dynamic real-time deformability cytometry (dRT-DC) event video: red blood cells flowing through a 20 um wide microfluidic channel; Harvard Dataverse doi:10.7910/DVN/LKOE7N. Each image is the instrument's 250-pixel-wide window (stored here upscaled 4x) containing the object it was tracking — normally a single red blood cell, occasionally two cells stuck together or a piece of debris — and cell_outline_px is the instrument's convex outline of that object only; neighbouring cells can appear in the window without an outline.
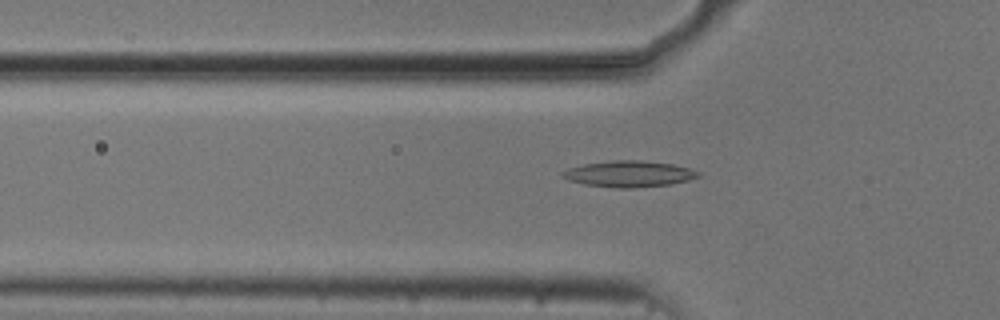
{"species": "common noctule bat (a hibernating species)", "species_latin": "Nyctalus noctula", "temperature_condition": "cold", "stored_images_in_passage": 51, "camera_frame_rate_fps": 3000, "um_per_image_px": 0.085, "animal": {"sex": "male", "body_mass_g": 20.5, "forearm_length_mm": 52.5}, "frame": {"image": 1, "passage_image": 15, "time_ms": 4.667, "image_size_px": [1000, 320], "cell_outline_px": [[700, 176], [688, 180], [672, 184], [632, 188], [616, 188], [584, 184], [568, 180], [560, 172], [568, 168], [584, 164], [612, 160], [640, 160], [672, 164], [688, 168], [700, 172]], "centroid_in_image_um": [53.46, 14.78], "position_along_channel_um": 72.3, "area_um2": 20.63}}
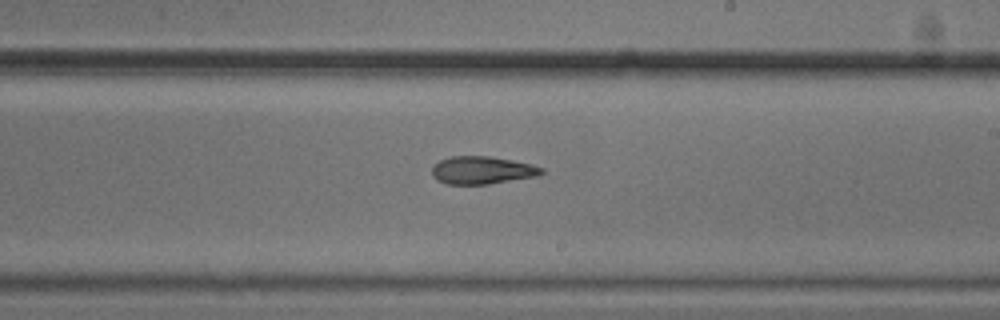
{"frame": {"image": 2, "passage_image": 29, "time_ms": 9.333, "image_size_px": [1000, 320], "cell_outline_px": [[544, 172], [540, 176], [488, 184], [448, 184], [436, 180], [432, 176], [432, 168], [440, 160], [448, 156], [488, 156], [512, 160], [532, 164], [544, 168]], "centroid_in_image_um": [41.0, 14.47], "position_along_channel_um": 248.0, "area_um2": 17.86}}
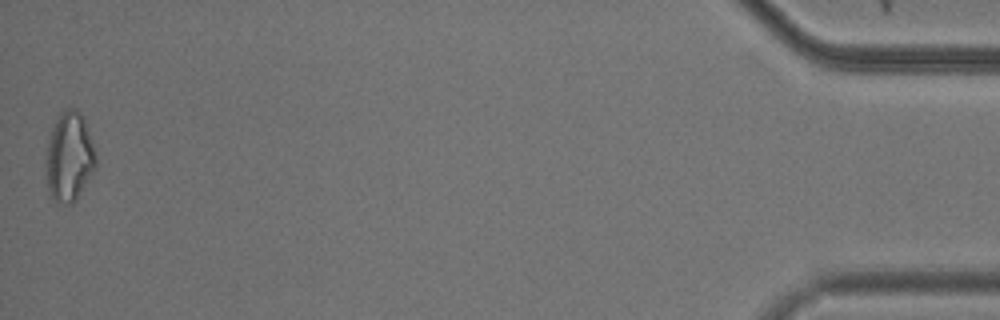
{"frame": {"image": 3, "passage_image": 51, "time_ms": 16.667, "image_size_px": [1000, 320], "cell_outline_px": [[96, 168], [76, 200], [72, 204], [56, 204], [48, 196], [44, 164], [48, 144], [52, 128], [60, 112], [68, 108], [76, 108], [84, 116], [96, 156]], "centroid_in_image_um": [5.86, 13.39], "position_along_channel_um": 429.3, "area_um2": 26.59}, "authors_computed_cell_mechanics": {"area_um2": 18.9584, "velocity_mm_per_s": 3.7426, "shape_relaxation_time_tau1_ms": null, "shape_relaxation_time_tau2_ms": 4.1098, "deformation_change_tau1": null, "deformation_change_tau2": 0.1327}}